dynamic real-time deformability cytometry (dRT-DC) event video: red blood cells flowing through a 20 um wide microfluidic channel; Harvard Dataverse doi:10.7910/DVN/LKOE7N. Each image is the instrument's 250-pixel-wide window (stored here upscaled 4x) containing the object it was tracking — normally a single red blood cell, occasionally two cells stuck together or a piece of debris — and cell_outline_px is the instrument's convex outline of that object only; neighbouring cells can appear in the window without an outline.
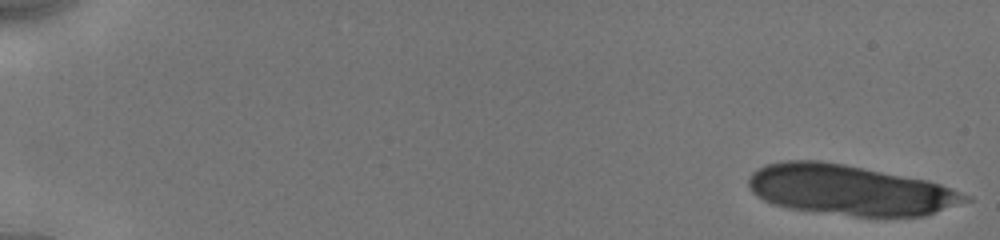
{"species": "human", "species_latin": "Homo sapiens", "temperature_condition": "cold", "stored_images_in_passage": 28, "segment_of_instrument_passage": [1, 2], "camera_frame_rate_fps": 3000, "um_per_image_px": 0.085, "donor": {"sex": "male"}, "frame": {"image": 1, "passage_image": 1, "time_ms": 0.0, "image_size_px": [1000, 240], "cell_outline_px": [[972, 200], [924, 216], [856, 216], [788, 208], [772, 204], [756, 196], [752, 192], [748, 184], [748, 180], [752, 172], [768, 164], [788, 160], [820, 160], [844, 164], [928, 180], [952, 188], [972, 196]], "centroid_in_image_um": [72.25, 16.15], "position_along_channel_um": 12.7, "area_um2": 63.35}}